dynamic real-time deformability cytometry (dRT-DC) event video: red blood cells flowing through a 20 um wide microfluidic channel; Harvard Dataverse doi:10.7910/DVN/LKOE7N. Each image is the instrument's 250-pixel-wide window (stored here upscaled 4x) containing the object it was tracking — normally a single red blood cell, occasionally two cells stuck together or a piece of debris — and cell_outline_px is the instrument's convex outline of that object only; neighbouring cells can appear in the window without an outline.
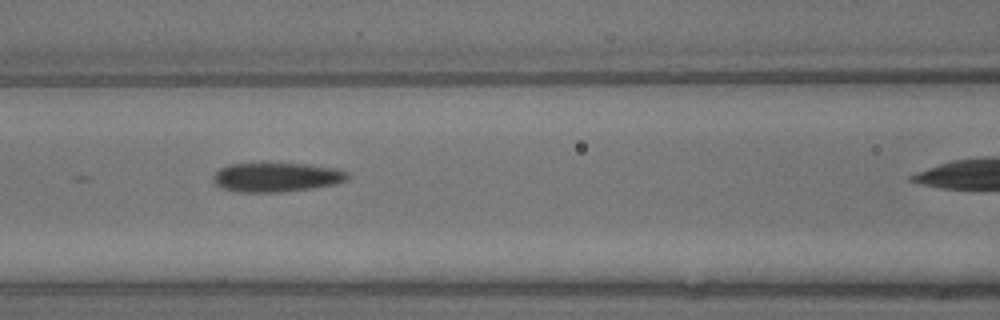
{"species": "common noctule bat (a hibernating species)", "species_latin": "Nyctalus noctula", "temperature_condition": "warm", "stored_images_in_passage": 7, "segment_of_instrument_passage": [1, 2], "camera_frame_rate_fps": 3000, "um_per_image_px": 0.085, "animal": {"sex": "male", "body_mass_g": 13.3}, "frame": {"image": 1, "passage_image": 5, "time_ms": 1.333, "image_size_px": [1000, 320], "cell_outline_px": [[352, 176], [348, 180], [332, 184], [312, 188], [284, 192], [236, 192], [220, 188], [212, 180], [212, 176], [220, 168], [228, 164], [264, 160], [308, 164], [340, 168], [348, 172]], "centroid_in_image_um": [23.48, 15.01], "position_along_channel_um": 143.1, "area_um2": 24.28}}
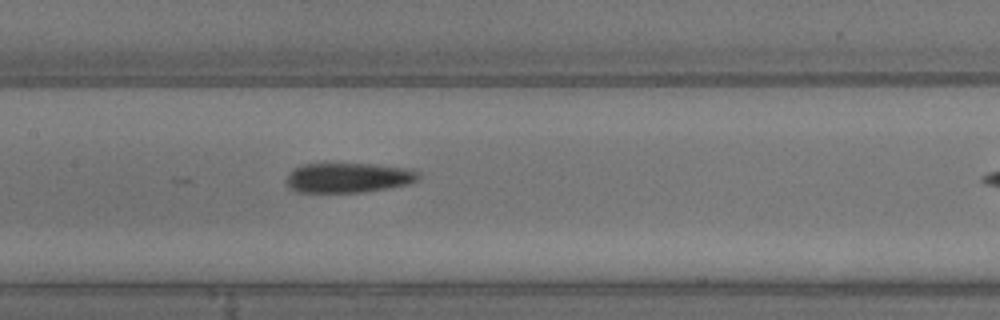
{"frame": {"image": 2, "passage_image": 6, "time_ms": 1.667, "image_size_px": [1000, 320], "cell_outline_px": [[420, 176], [416, 180], [408, 184], [388, 188], [364, 192], [296, 192], [288, 188], [288, 172], [304, 164], [376, 164], [404, 168], [420, 172]], "centroid_in_image_um": [29.61, 15.11], "position_along_channel_um": 177.8, "area_um2": 22.83}}